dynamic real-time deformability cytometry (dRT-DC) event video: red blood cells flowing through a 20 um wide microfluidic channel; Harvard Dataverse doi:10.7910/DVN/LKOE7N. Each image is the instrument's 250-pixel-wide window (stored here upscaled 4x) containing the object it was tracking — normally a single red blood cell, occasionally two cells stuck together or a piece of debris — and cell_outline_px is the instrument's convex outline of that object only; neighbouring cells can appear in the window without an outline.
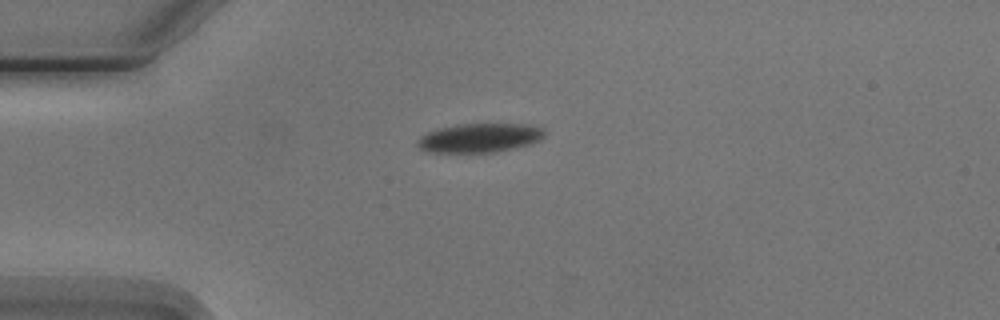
{"species": "Egyptian fruit bat (a non-hibernating species)", "species_latin": "Rousettus aegyptiacus", "temperature_condition": "cold", "stored_images_in_passage": 5, "camera_frame_rate_fps": 3000, "um_per_image_px": 0.085, "animal": {"sex": "male"}, "frame": {"image": 1, "passage_image": 1, "time_ms": 0.0, "image_size_px": [1000, 320], "cell_outline_px": [[544, 136], [540, 140], [528, 144], [492, 152], [432, 152], [420, 148], [416, 144], [416, 140], [420, 136], [428, 132], [440, 128], [456, 124], [524, 124], [544, 128]], "centroid_in_image_um": [40.74, 11.71], "position_along_channel_um": 44.3, "area_um2": 21.21}}
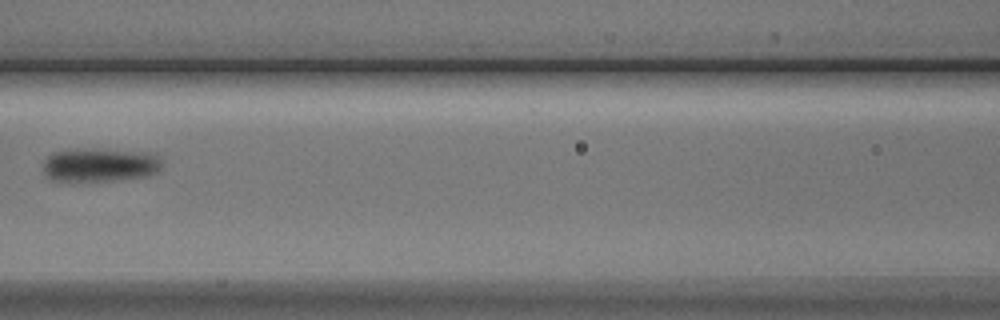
{"frame": {"image": 2, "passage_image": 4, "time_ms": 3.667, "image_size_px": [1000, 320], "cell_outline_px": [[160, 168], [156, 172], [148, 176], [112, 180], [72, 184], [68, 184], [52, 180], [44, 172], [44, 160], [48, 156], [56, 152], [156, 152], [160, 156]], "centroid_in_image_um": [8.49, 14.12], "position_along_channel_um": 158.1, "area_um2": 22.66}}
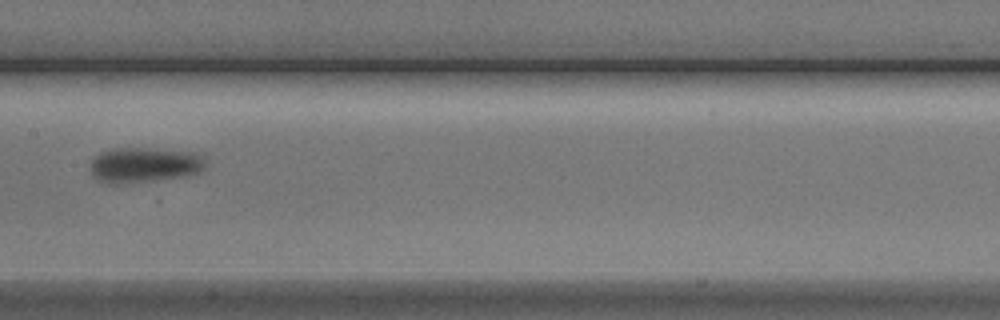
{"frame": {"image": 3, "passage_image": 5, "time_ms": 4.667, "image_size_px": [1000, 320], "cell_outline_px": [[204, 164], [196, 172], [176, 176], [116, 184], [108, 184], [92, 176], [92, 160], [100, 152], [112, 148], [148, 148], [200, 152], [204, 156]], "centroid_in_image_um": [12.22, 13.97], "position_along_channel_um": 195.2, "area_um2": 23.0}}